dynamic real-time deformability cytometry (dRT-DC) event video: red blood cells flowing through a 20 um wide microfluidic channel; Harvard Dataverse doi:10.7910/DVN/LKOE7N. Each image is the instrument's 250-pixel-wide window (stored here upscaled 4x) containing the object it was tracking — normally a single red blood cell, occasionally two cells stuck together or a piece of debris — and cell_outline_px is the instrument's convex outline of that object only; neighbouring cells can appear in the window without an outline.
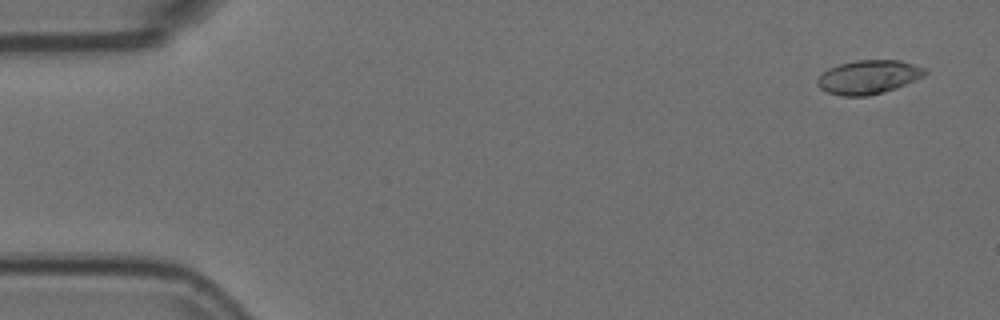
{"species": "Egyptian fruit bat (a non-hibernating species)", "species_latin": "Rousettus aegyptiacus", "temperature_condition": "room temperature", "stored_images_in_passage": 55, "camera_frame_rate_fps": 3000, "um_per_image_px": 0.085, "animal": {"sex": "female"}, "frame": {"image": 1, "passage_image": 1, "time_ms": 0.0, "image_size_px": [1000, 320], "cell_outline_px": [[928, 72], [924, 76], [896, 88], [868, 96], [840, 96], [828, 92], [820, 88], [816, 84], [816, 80], [828, 68], [840, 64], [856, 60], [900, 60], [924, 68]], "centroid_in_image_um": [73.8, 6.55], "position_along_channel_um": 11.2, "area_um2": 21.1}}
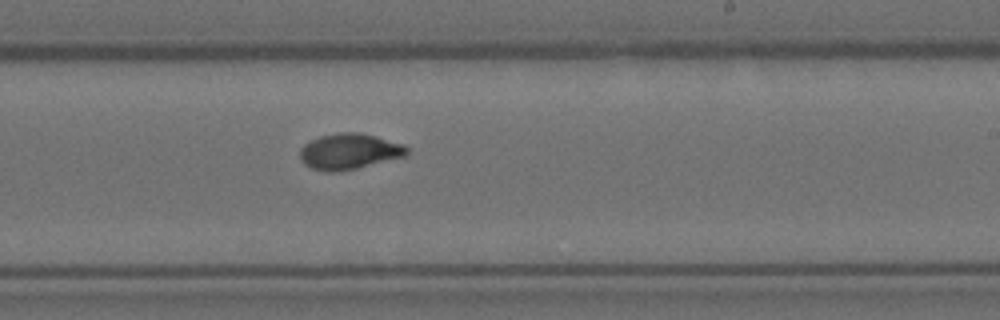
{"frame": {"image": 2, "passage_image": 32, "time_ms": 10.333, "image_size_px": [1000, 320], "cell_outline_px": [[408, 152], [404, 156], [340, 172], [324, 172], [312, 168], [304, 164], [300, 160], [300, 148], [304, 144], [320, 136], [340, 132], [360, 132], [376, 136], [404, 144], [408, 148]], "centroid_in_image_um": [29.66, 12.87], "position_along_channel_um": 259.3, "area_um2": 22.31}}
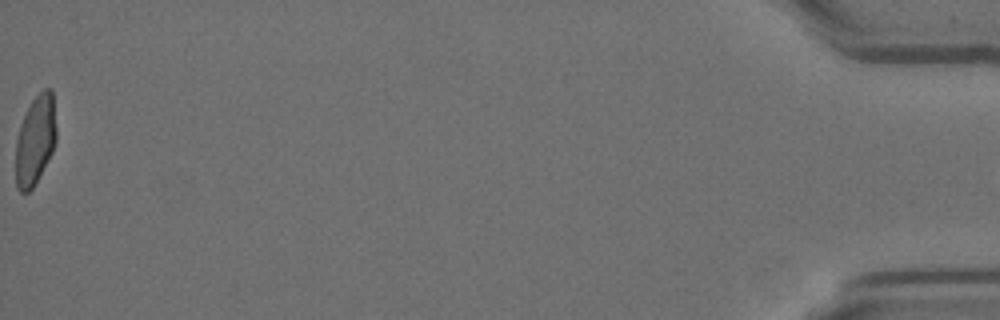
{"frame": {"image": 3, "passage_image": 55, "time_ms": 18.0, "image_size_px": [1000, 320], "cell_outline_px": [[56, 140], [52, 152], [32, 188], [28, 192], [20, 192], [16, 188], [16, 140], [20, 124], [32, 100], [44, 88], [52, 88], [56, 128]], "centroid_in_image_um": [3.0, 11.9], "position_along_channel_um": 432.2, "area_um2": 20.98}, "authors_computed_cell_mechanics": {"area_um2": 21.5016, "velocity_mm_per_s": 3.601, "shape_relaxation_time_tau1_ms": 8.077, "shape_relaxation_time_tau2_ms": 0.9314, "deformation_change_tau1": 0.2292, "deformation_change_tau2": 0.0459}}